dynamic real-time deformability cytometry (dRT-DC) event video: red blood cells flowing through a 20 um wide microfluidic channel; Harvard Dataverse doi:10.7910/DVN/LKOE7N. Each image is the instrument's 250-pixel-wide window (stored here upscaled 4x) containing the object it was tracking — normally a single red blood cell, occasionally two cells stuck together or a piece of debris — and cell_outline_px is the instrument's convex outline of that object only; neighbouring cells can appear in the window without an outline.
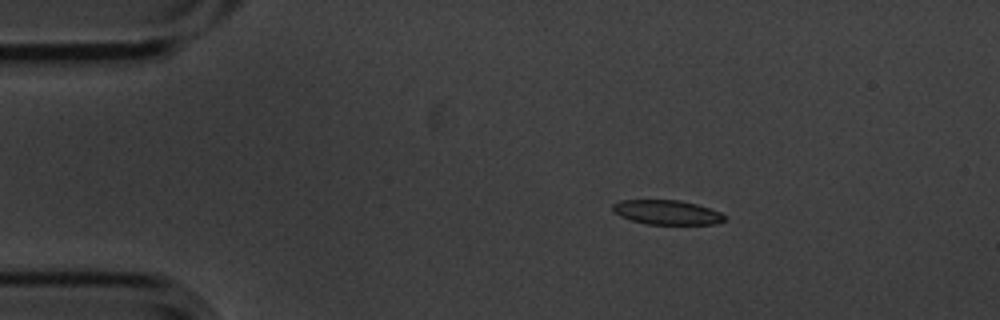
{"species": "common noctule bat (a hibernating species)", "species_latin": "Nyctalus noctula", "temperature_condition": "cold", "stored_images_in_passage": 4, "camera_frame_rate_fps": 3000, "um_per_image_px": 0.085, "animal": {"sex": "male", "body_mass_g": 20.1, "forearm_length_mm": 53.5}, "frame": {"image": 1, "passage_image": 2, "time_ms": 0.333, "image_size_px": [1000, 320], "cell_outline_px": [[724, 220], [712, 224], [648, 224], [632, 220], [620, 216], [612, 212], [612, 204], [620, 200], [680, 200], [696, 204], [720, 212], [724, 216]], "centroid_in_image_um": [56.63, 18.04], "position_along_channel_um": 28.4, "area_um2": 15.78}}
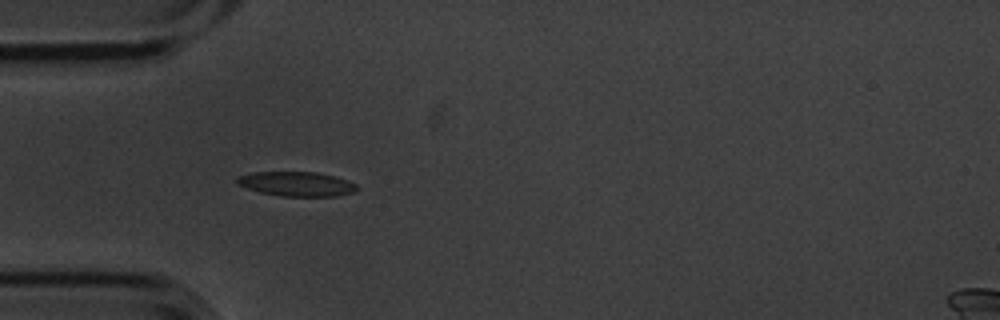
{"frame": {"image": 2, "passage_image": 4, "time_ms": 1.0, "image_size_px": [1000, 320], "cell_outline_px": [[356, 192], [336, 196], [280, 196], [260, 192], [236, 184], [236, 176], [252, 172], [316, 172], [336, 176], [348, 180], [356, 184]], "centroid_in_image_um": [25.2, 15.63], "position_along_channel_um": 59.8, "area_um2": 17.22}}